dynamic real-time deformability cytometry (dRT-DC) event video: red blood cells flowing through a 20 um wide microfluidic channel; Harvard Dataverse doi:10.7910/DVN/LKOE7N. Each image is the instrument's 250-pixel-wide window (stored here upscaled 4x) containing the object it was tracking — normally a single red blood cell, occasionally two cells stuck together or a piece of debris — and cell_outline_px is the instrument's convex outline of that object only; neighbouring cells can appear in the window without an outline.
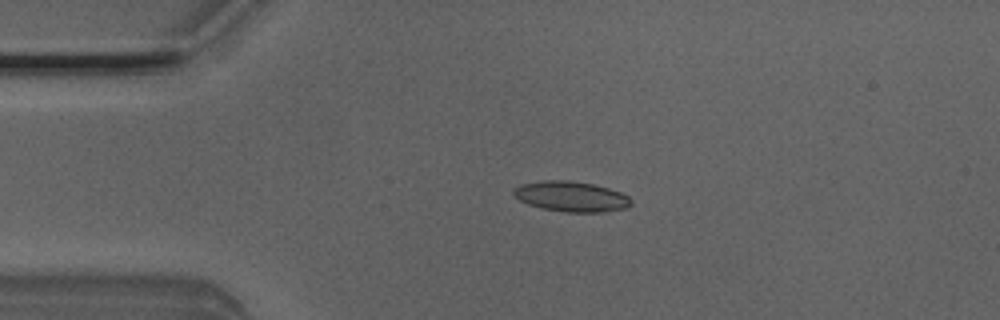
{"species": "Egyptian fruit bat (a non-hibernating species)", "species_latin": "Rousettus aegyptiacus", "temperature_condition": "room temperature", "stored_images_in_passage": 5, "camera_frame_rate_fps": 3000, "um_per_image_px": 0.085, "animal": {"sex": "male"}, "frame": {"image": 1, "passage_image": 3, "time_ms": 0.667, "image_size_px": [1000, 320], "cell_outline_px": [[632, 204], [628, 208], [604, 212], [564, 212], [540, 208], [528, 204], [512, 196], [512, 192], [520, 184], [544, 180], [568, 180], [592, 184], [608, 188], [620, 192], [628, 196], [632, 200]], "centroid_in_image_um": [48.55, 16.71], "position_along_channel_um": 36.4, "area_um2": 20.92}}